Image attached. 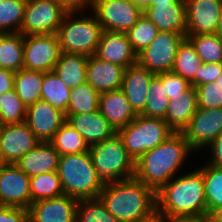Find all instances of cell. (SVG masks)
Instances as JSON below:
<instances>
[{
  "mask_svg": "<svg viewBox=\"0 0 222 222\" xmlns=\"http://www.w3.org/2000/svg\"><path fill=\"white\" fill-rule=\"evenodd\" d=\"M197 154L182 132H174L154 149L148 150L135 163V177L157 192L180 174L190 154ZM181 170V171H180Z\"/></svg>",
  "mask_w": 222,
  "mask_h": 222,
  "instance_id": "cell-1",
  "label": "cell"
},
{
  "mask_svg": "<svg viewBox=\"0 0 222 222\" xmlns=\"http://www.w3.org/2000/svg\"><path fill=\"white\" fill-rule=\"evenodd\" d=\"M194 168L156 192V211L165 216L207 217L203 174Z\"/></svg>",
  "mask_w": 222,
  "mask_h": 222,
  "instance_id": "cell-2",
  "label": "cell"
},
{
  "mask_svg": "<svg viewBox=\"0 0 222 222\" xmlns=\"http://www.w3.org/2000/svg\"><path fill=\"white\" fill-rule=\"evenodd\" d=\"M99 198L120 222H139L156 211V192L136 177L105 184Z\"/></svg>",
  "mask_w": 222,
  "mask_h": 222,
  "instance_id": "cell-3",
  "label": "cell"
},
{
  "mask_svg": "<svg viewBox=\"0 0 222 222\" xmlns=\"http://www.w3.org/2000/svg\"><path fill=\"white\" fill-rule=\"evenodd\" d=\"M102 31L100 23L89 8L70 9L56 32L60 51L88 57L96 55Z\"/></svg>",
  "mask_w": 222,
  "mask_h": 222,
  "instance_id": "cell-4",
  "label": "cell"
},
{
  "mask_svg": "<svg viewBox=\"0 0 222 222\" xmlns=\"http://www.w3.org/2000/svg\"><path fill=\"white\" fill-rule=\"evenodd\" d=\"M57 173L64 194L77 200L99 198L105 186L96 172L89 151L60 156Z\"/></svg>",
  "mask_w": 222,
  "mask_h": 222,
  "instance_id": "cell-5",
  "label": "cell"
},
{
  "mask_svg": "<svg viewBox=\"0 0 222 222\" xmlns=\"http://www.w3.org/2000/svg\"><path fill=\"white\" fill-rule=\"evenodd\" d=\"M89 153L96 172L104 184L135 177V162L128 155L118 133L89 146Z\"/></svg>",
  "mask_w": 222,
  "mask_h": 222,
  "instance_id": "cell-6",
  "label": "cell"
},
{
  "mask_svg": "<svg viewBox=\"0 0 222 222\" xmlns=\"http://www.w3.org/2000/svg\"><path fill=\"white\" fill-rule=\"evenodd\" d=\"M117 133L122 138L128 155L136 163L144 153L164 142L174 130L163 119L138 115Z\"/></svg>",
  "mask_w": 222,
  "mask_h": 222,
  "instance_id": "cell-7",
  "label": "cell"
},
{
  "mask_svg": "<svg viewBox=\"0 0 222 222\" xmlns=\"http://www.w3.org/2000/svg\"><path fill=\"white\" fill-rule=\"evenodd\" d=\"M69 10L58 0H27L21 33L24 35L56 34Z\"/></svg>",
  "mask_w": 222,
  "mask_h": 222,
  "instance_id": "cell-8",
  "label": "cell"
},
{
  "mask_svg": "<svg viewBox=\"0 0 222 222\" xmlns=\"http://www.w3.org/2000/svg\"><path fill=\"white\" fill-rule=\"evenodd\" d=\"M89 9L103 30L127 33L143 15L130 0H91Z\"/></svg>",
  "mask_w": 222,
  "mask_h": 222,
  "instance_id": "cell-9",
  "label": "cell"
},
{
  "mask_svg": "<svg viewBox=\"0 0 222 222\" xmlns=\"http://www.w3.org/2000/svg\"><path fill=\"white\" fill-rule=\"evenodd\" d=\"M186 38L175 32L160 31L154 40L137 55V62L154 74L173 69L181 42Z\"/></svg>",
  "mask_w": 222,
  "mask_h": 222,
  "instance_id": "cell-10",
  "label": "cell"
},
{
  "mask_svg": "<svg viewBox=\"0 0 222 222\" xmlns=\"http://www.w3.org/2000/svg\"><path fill=\"white\" fill-rule=\"evenodd\" d=\"M60 53L56 34L24 35V69L52 72Z\"/></svg>",
  "mask_w": 222,
  "mask_h": 222,
  "instance_id": "cell-11",
  "label": "cell"
},
{
  "mask_svg": "<svg viewBox=\"0 0 222 222\" xmlns=\"http://www.w3.org/2000/svg\"><path fill=\"white\" fill-rule=\"evenodd\" d=\"M222 132V108H198L182 131L191 148L202 152ZM199 151V152H198Z\"/></svg>",
  "mask_w": 222,
  "mask_h": 222,
  "instance_id": "cell-12",
  "label": "cell"
},
{
  "mask_svg": "<svg viewBox=\"0 0 222 222\" xmlns=\"http://www.w3.org/2000/svg\"><path fill=\"white\" fill-rule=\"evenodd\" d=\"M0 205L29 209L30 177L16 164L0 167Z\"/></svg>",
  "mask_w": 222,
  "mask_h": 222,
  "instance_id": "cell-13",
  "label": "cell"
},
{
  "mask_svg": "<svg viewBox=\"0 0 222 222\" xmlns=\"http://www.w3.org/2000/svg\"><path fill=\"white\" fill-rule=\"evenodd\" d=\"M39 143L26 122L5 124L1 128L0 154L5 164H15Z\"/></svg>",
  "mask_w": 222,
  "mask_h": 222,
  "instance_id": "cell-14",
  "label": "cell"
},
{
  "mask_svg": "<svg viewBox=\"0 0 222 222\" xmlns=\"http://www.w3.org/2000/svg\"><path fill=\"white\" fill-rule=\"evenodd\" d=\"M186 35L216 33L222 13V0H184Z\"/></svg>",
  "mask_w": 222,
  "mask_h": 222,
  "instance_id": "cell-15",
  "label": "cell"
},
{
  "mask_svg": "<svg viewBox=\"0 0 222 222\" xmlns=\"http://www.w3.org/2000/svg\"><path fill=\"white\" fill-rule=\"evenodd\" d=\"M65 121V113L44 100L27 106L25 122L40 142H49Z\"/></svg>",
  "mask_w": 222,
  "mask_h": 222,
  "instance_id": "cell-16",
  "label": "cell"
},
{
  "mask_svg": "<svg viewBox=\"0 0 222 222\" xmlns=\"http://www.w3.org/2000/svg\"><path fill=\"white\" fill-rule=\"evenodd\" d=\"M78 200L68 195L43 199L29 207V222H76Z\"/></svg>",
  "mask_w": 222,
  "mask_h": 222,
  "instance_id": "cell-17",
  "label": "cell"
},
{
  "mask_svg": "<svg viewBox=\"0 0 222 222\" xmlns=\"http://www.w3.org/2000/svg\"><path fill=\"white\" fill-rule=\"evenodd\" d=\"M96 56L112 64L121 65L128 68L137 63V54L126 33L103 30Z\"/></svg>",
  "mask_w": 222,
  "mask_h": 222,
  "instance_id": "cell-18",
  "label": "cell"
},
{
  "mask_svg": "<svg viewBox=\"0 0 222 222\" xmlns=\"http://www.w3.org/2000/svg\"><path fill=\"white\" fill-rule=\"evenodd\" d=\"M65 117L66 122L84 138L88 146L109 139L117 133L99 110L87 114L65 115Z\"/></svg>",
  "mask_w": 222,
  "mask_h": 222,
  "instance_id": "cell-19",
  "label": "cell"
},
{
  "mask_svg": "<svg viewBox=\"0 0 222 222\" xmlns=\"http://www.w3.org/2000/svg\"><path fill=\"white\" fill-rule=\"evenodd\" d=\"M155 75L138 62L125 69L121 89L137 115L144 111L149 84Z\"/></svg>",
  "mask_w": 222,
  "mask_h": 222,
  "instance_id": "cell-20",
  "label": "cell"
},
{
  "mask_svg": "<svg viewBox=\"0 0 222 222\" xmlns=\"http://www.w3.org/2000/svg\"><path fill=\"white\" fill-rule=\"evenodd\" d=\"M143 14L159 31L175 32L186 36L187 18L185 3L150 5Z\"/></svg>",
  "mask_w": 222,
  "mask_h": 222,
  "instance_id": "cell-21",
  "label": "cell"
},
{
  "mask_svg": "<svg viewBox=\"0 0 222 222\" xmlns=\"http://www.w3.org/2000/svg\"><path fill=\"white\" fill-rule=\"evenodd\" d=\"M124 67L99 59L96 55L88 57L87 82L100 94L122 88Z\"/></svg>",
  "mask_w": 222,
  "mask_h": 222,
  "instance_id": "cell-22",
  "label": "cell"
},
{
  "mask_svg": "<svg viewBox=\"0 0 222 222\" xmlns=\"http://www.w3.org/2000/svg\"><path fill=\"white\" fill-rule=\"evenodd\" d=\"M98 110L116 131L126 127L138 116L122 89L101 93Z\"/></svg>",
  "mask_w": 222,
  "mask_h": 222,
  "instance_id": "cell-23",
  "label": "cell"
},
{
  "mask_svg": "<svg viewBox=\"0 0 222 222\" xmlns=\"http://www.w3.org/2000/svg\"><path fill=\"white\" fill-rule=\"evenodd\" d=\"M59 157V153L50 142H40L15 164L29 177H34L47 172H56Z\"/></svg>",
  "mask_w": 222,
  "mask_h": 222,
  "instance_id": "cell-24",
  "label": "cell"
},
{
  "mask_svg": "<svg viewBox=\"0 0 222 222\" xmlns=\"http://www.w3.org/2000/svg\"><path fill=\"white\" fill-rule=\"evenodd\" d=\"M169 101L164 121L174 132H182L198 110L195 87L191 85L187 90L181 92V95L171 98Z\"/></svg>",
  "mask_w": 222,
  "mask_h": 222,
  "instance_id": "cell-25",
  "label": "cell"
},
{
  "mask_svg": "<svg viewBox=\"0 0 222 222\" xmlns=\"http://www.w3.org/2000/svg\"><path fill=\"white\" fill-rule=\"evenodd\" d=\"M88 56L74 53H60L53 72L67 88L73 89L87 81Z\"/></svg>",
  "mask_w": 222,
  "mask_h": 222,
  "instance_id": "cell-26",
  "label": "cell"
},
{
  "mask_svg": "<svg viewBox=\"0 0 222 222\" xmlns=\"http://www.w3.org/2000/svg\"><path fill=\"white\" fill-rule=\"evenodd\" d=\"M43 76V72L24 68L15 72L14 90L26 107L41 100Z\"/></svg>",
  "mask_w": 222,
  "mask_h": 222,
  "instance_id": "cell-27",
  "label": "cell"
},
{
  "mask_svg": "<svg viewBox=\"0 0 222 222\" xmlns=\"http://www.w3.org/2000/svg\"><path fill=\"white\" fill-rule=\"evenodd\" d=\"M24 34L2 32L0 67L14 72L23 69Z\"/></svg>",
  "mask_w": 222,
  "mask_h": 222,
  "instance_id": "cell-28",
  "label": "cell"
},
{
  "mask_svg": "<svg viewBox=\"0 0 222 222\" xmlns=\"http://www.w3.org/2000/svg\"><path fill=\"white\" fill-rule=\"evenodd\" d=\"M203 164L197 168L203 174L208 218L216 209L222 207V167Z\"/></svg>",
  "mask_w": 222,
  "mask_h": 222,
  "instance_id": "cell-29",
  "label": "cell"
},
{
  "mask_svg": "<svg viewBox=\"0 0 222 222\" xmlns=\"http://www.w3.org/2000/svg\"><path fill=\"white\" fill-rule=\"evenodd\" d=\"M100 93L87 81L70 89V100L65 115L87 114L98 110Z\"/></svg>",
  "mask_w": 222,
  "mask_h": 222,
  "instance_id": "cell-30",
  "label": "cell"
},
{
  "mask_svg": "<svg viewBox=\"0 0 222 222\" xmlns=\"http://www.w3.org/2000/svg\"><path fill=\"white\" fill-rule=\"evenodd\" d=\"M49 142L60 156L89 151L84 138L66 121Z\"/></svg>",
  "mask_w": 222,
  "mask_h": 222,
  "instance_id": "cell-31",
  "label": "cell"
},
{
  "mask_svg": "<svg viewBox=\"0 0 222 222\" xmlns=\"http://www.w3.org/2000/svg\"><path fill=\"white\" fill-rule=\"evenodd\" d=\"M41 100L66 113L70 100V89L52 71L43 76Z\"/></svg>",
  "mask_w": 222,
  "mask_h": 222,
  "instance_id": "cell-32",
  "label": "cell"
},
{
  "mask_svg": "<svg viewBox=\"0 0 222 222\" xmlns=\"http://www.w3.org/2000/svg\"><path fill=\"white\" fill-rule=\"evenodd\" d=\"M148 94L144 111L140 115L165 120L170 101L166 98L165 87L162 84V73L156 74L151 79Z\"/></svg>",
  "mask_w": 222,
  "mask_h": 222,
  "instance_id": "cell-33",
  "label": "cell"
},
{
  "mask_svg": "<svg viewBox=\"0 0 222 222\" xmlns=\"http://www.w3.org/2000/svg\"><path fill=\"white\" fill-rule=\"evenodd\" d=\"M30 194L31 204L63 195L64 191L57 171L30 177Z\"/></svg>",
  "mask_w": 222,
  "mask_h": 222,
  "instance_id": "cell-34",
  "label": "cell"
},
{
  "mask_svg": "<svg viewBox=\"0 0 222 222\" xmlns=\"http://www.w3.org/2000/svg\"><path fill=\"white\" fill-rule=\"evenodd\" d=\"M202 63L192 43L185 38L178 48L171 71L190 82L196 76Z\"/></svg>",
  "mask_w": 222,
  "mask_h": 222,
  "instance_id": "cell-35",
  "label": "cell"
},
{
  "mask_svg": "<svg viewBox=\"0 0 222 222\" xmlns=\"http://www.w3.org/2000/svg\"><path fill=\"white\" fill-rule=\"evenodd\" d=\"M203 63H222V39L216 34L186 35Z\"/></svg>",
  "mask_w": 222,
  "mask_h": 222,
  "instance_id": "cell-36",
  "label": "cell"
},
{
  "mask_svg": "<svg viewBox=\"0 0 222 222\" xmlns=\"http://www.w3.org/2000/svg\"><path fill=\"white\" fill-rule=\"evenodd\" d=\"M27 0H0V32L21 33Z\"/></svg>",
  "mask_w": 222,
  "mask_h": 222,
  "instance_id": "cell-37",
  "label": "cell"
},
{
  "mask_svg": "<svg viewBox=\"0 0 222 222\" xmlns=\"http://www.w3.org/2000/svg\"><path fill=\"white\" fill-rule=\"evenodd\" d=\"M76 222H120L100 198L82 199L77 203Z\"/></svg>",
  "mask_w": 222,
  "mask_h": 222,
  "instance_id": "cell-38",
  "label": "cell"
},
{
  "mask_svg": "<svg viewBox=\"0 0 222 222\" xmlns=\"http://www.w3.org/2000/svg\"><path fill=\"white\" fill-rule=\"evenodd\" d=\"M27 107L14 89L0 95V120L3 125L25 122Z\"/></svg>",
  "mask_w": 222,
  "mask_h": 222,
  "instance_id": "cell-39",
  "label": "cell"
},
{
  "mask_svg": "<svg viewBox=\"0 0 222 222\" xmlns=\"http://www.w3.org/2000/svg\"><path fill=\"white\" fill-rule=\"evenodd\" d=\"M159 29L143 14L126 33L134 52L141 53L159 33Z\"/></svg>",
  "mask_w": 222,
  "mask_h": 222,
  "instance_id": "cell-40",
  "label": "cell"
},
{
  "mask_svg": "<svg viewBox=\"0 0 222 222\" xmlns=\"http://www.w3.org/2000/svg\"><path fill=\"white\" fill-rule=\"evenodd\" d=\"M198 108H222V87L216 82L195 87Z\"/></svg>",
  "mask_w": 222,
  "mask_h": 222,
  "instance_id": "cell-41",
  "label": "cell"
},
{
  "mask_svg": "<svg viewBox=\"0 0 222 222\" xmlns=\"http://www.w3.org/2000/svg\"><path fill=\"white\" fill-rule=\"evenodd\" d=\"M162 84L165 87V94L168 99L181 95V92L191 86L187 79L172 71L162 73Z\"/></svg>",
  "mask_w": 222,
  "mask_h": 222,
  "instance_id": "cell-42",
  "label": "cell"
},
{
  "mask_svg": "<svg viewBox=\"0 0 222 222\" xmlns=\"http://www.w3.org/2000/svg\"><path fill=\"white\" fill-rule=\"evenodd\" d=\"M222 74V63H202L196 76L190 81L193 87L216 82Z\"/></svg>",
  "mask_w": 222,
  "mask_h": 222,
  "instance_id": "cell-43",
  "label": "cell"
},
{
  "mask_svg": "<svg viewBox=\"0 0 222 222\" xmlns=\"http://www.w3.org/2000/svg\"><path fill=\"white\" fill-rule=\"evenodd\" d=\"M0 222H29V210L0 205Z\"/></svg>",
  "mask_w": 222,
  "mask_h": 222,
  "instance_id": "cell-44",
  "label": "cell"
},
{
  "mask_svg": "<svg viewBox=\"0 0 222 222\" xmlns=\"http://www.w3.org/2000/svg\"><path fill=\"white\" fill-rule=\"evenodd\" d=\"M209 149V151H208ZM209 152L206 156L208 160L205 162L207 164L222 167V132L212 141V143L205 149Z\"/></svg>",
  "mask_w": 222,
  "mask_h": 222,
  "instance_id": "cell-45",
  "label": "cell"
},
{
  "mask_svg": "<svg viewBox=\"0 0 222 222\" xmlns=\"http://www.w3.org/2000/svg\"><path fill=\"white\" fill-rule=\"evenodd\" d=\"M15 72L0 67V95L14 89Z\"/></svg>",
  "mask_w": 222,
  "mask_h": 222,
  "instance_id": "cell-46",
  "label": "cell"
},
{
  "mask_svg": "<svg viewBox=\"0 0 222 222\" xmlns=\"http://www.w3.org/2000/svg\"><path fill=\"white\" fill-rule=\"evenodd\" d=\"M166 222H209L207 217L166 216Z\"/></svg>",
  "mask_w": 222,
  "mask_h": 222,
  "instance_id": "cell-47",
  "label": "cell"
},
{
  "mask_svg": "<svg viewBox=\"0 0 222 222\" xmlns=\"http://www.w3.org/2000/svg\"><path fill=\"white\" fill-rule=\"evenodd\" d=\"M65 4L69 9H87L91 0H58Z\"/></svg>",
  "mask_w": 222,
  "mask_h": 222,
  "instance_id": "cell-48",
  "label": "cell"
},
{
  "mask_svg": "<svg viewBox=\"0 0 222 222\" xmlns=\"http://www.w3.org/2000/svg\"><path fill=\"white\" fill-rule=\"evenodd\" d=\"M139 222H166V216L155 211L151 216L142 219Z\"/></svg>",
  "mask_w": 222,
  "mask_h": 222,
  "instance_id": "cell-49",
  "label": "cell"
},
{
  "mask_svg": "<svg viewBox=\"0 0 222 222\" xmlns=\"http://www.w3.org/2000/svg\"><path fill=\"white\" fill-rule=\"evenodd\" d=\"M208 218L209 222H222V207L216 209Z\"/></svg>",
  "mask_w": 222,
  "mask_h": 222,
  "instance_id": "cell-50",
  "label": "cell"
},
{
  "mask_svg": "<svg viewBox=\"0 0 222 222\" xmlns=\"http://www.w3.org/2000/svg\"><path fill=\"white\" fill-rule=\"evenodd\" d=\"M133 4L144 11L148 6L151 5V0H130Z\"/></svg>",
  "mask_w": 222,
  "mask_h": 222,
  "instance_id": "cell-51",
  "label": "cell"
},
{
  "mask_svg": "<svg viewBox=\"0 0 222 222\" xmlns=\"http://www.w3.org/2000/svg\"><path fill=\"white\" fill-rule=\"evenodd\" d=\"M163 3H185L184 0H151V5H159Z\"/></svg>",
  "mask_w": 222,
  "mask_h": 222,
  "instance_id": "cell-52",
  "label": "cell"
},
{
  "mask_svg": "<svg viewBox=\"0 0 222 222\" xmlns=\"http://www.w3.org/2000/svg\"><path fill=\"white\" fill-rule=\"evenodd\" d=\"M216 34L222 39V13L220 16L219 24L216 30Z\"/></svg>",
  "mask_w": 222,
  "mask_h": 222,
  "instance_id": "cell-53",
  "label": "cell"
},
{
  "mask_svg": "<svg viewBox=\"0 0 222 222\" xmlns=\"http://www.w3.org/2000/svg\"><path fill=\"white\" fill-rule=\"evenodd\" d=\"M216 83L219 84V85L222 87V74H221L220 77L217 79Z\"/></svg>",
  "mask_w": 222,
  "mask_h": 222,
  "instance_id": "cell-54",
  "label": "cell"
},
{
  "mask_svg": "<svg viewBox=\"0 0 222 222\" xmlns=\"http://www.w3.org/2000/svg\"><path fill=\"white\" fill-rule=\"evenodd\" d=\"M5 163L2 160L1 154H0V167L3 166Z\"/></svg>",
  "mask_w": 222,
  "mask_h": 222,
  "instance_id": "cell-55",
  "label": "cell"
},
{
  "mask_svg": "<svg viewBox=\"0 0 222 222\" xmlns=\"http://www.w3.org/2000/svg\"><path fill=\"white\" fill-rule=\"evenodd\" d=\"M0 46H2V32H0Z\"/></svg>",
  "mask_w": 222,
  "mask_h": 222,
  "instance_id": "cell-56",
  "label": "cell"
},
{
  "mask_svg": "<svg viewBox=\"0 0 222 222\" xmlns=\"http://www.w3.org/2000/svg\"><path fill=\"white\" fill-rule=\"evenodd\" d=\"M2 126H3V124H2V122H1V120H0V131H1Z\"/></svg>",
  "mask_w": 222,
  "mask_h": 222,
  "instance_id": "cell-57",
  "label": "cell"
}]
</instances>
